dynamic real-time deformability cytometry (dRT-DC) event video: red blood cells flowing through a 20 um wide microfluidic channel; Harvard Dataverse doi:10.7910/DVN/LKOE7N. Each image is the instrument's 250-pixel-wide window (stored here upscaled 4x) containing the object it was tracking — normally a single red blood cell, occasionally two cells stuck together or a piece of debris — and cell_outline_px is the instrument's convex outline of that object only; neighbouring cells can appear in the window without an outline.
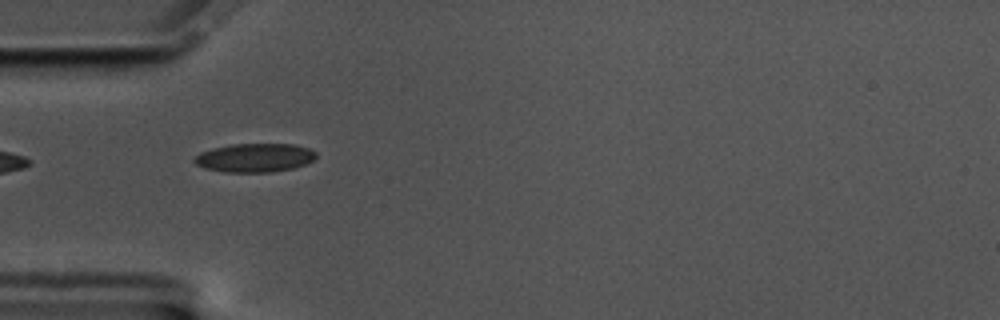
{"species": "common noctule bat (a hibernating species)", "species_latin": "Nyctalus noctula", "temperature_condition": "cold", "stored_images_in_passage": 22, "camera_frame_rate_fps": 3000, "um_per_image_px": 0.085, "animal": {"sex": "male", "body_mass_g": 17.5, "forearm_length_mm": 52.3}, "frame": {"image": 1, "passage_image": 1, "time_ms": 0.0, "image_size_px": [1000, 320], "cell_outline_px": [[316, 156], [312, 160], [304, 164], [292, 168], [272, 172], [224, 172], [204, 168], [196, 164], [192, 160], [200, 152], [212, 148], [232, 144], [296, 144], [308, 148], [316, 152]], "centroid_in_image_um": [21.62, 13.4], "position_along_channel_um": 63.4, "area_um2": 20.35}}